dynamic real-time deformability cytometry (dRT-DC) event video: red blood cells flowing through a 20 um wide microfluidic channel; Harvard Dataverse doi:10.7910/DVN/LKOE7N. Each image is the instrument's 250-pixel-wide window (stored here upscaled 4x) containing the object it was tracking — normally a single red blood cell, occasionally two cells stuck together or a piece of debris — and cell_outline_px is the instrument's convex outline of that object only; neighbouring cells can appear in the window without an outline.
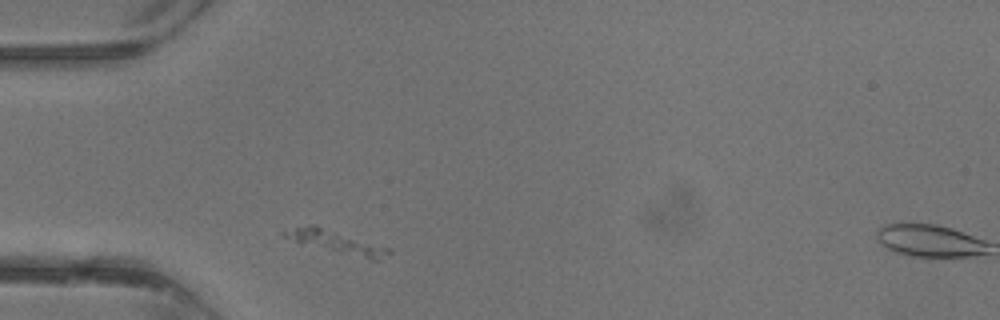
{"species": "common noctule bat (a hibernating species)", "species_latin": "Nyctalus noctula", "temperature_condition": "warm", "stored_images_in_passage": 2, "camera_frame_rate_fps": 3000, "um_per_image_px": 0.085, "animal": {"sex": "male", "body_mass_g": 13.3}, "frame": {"image": 1, "passage_image": 1, "time_ms": 0.0, "image_size_px": [1000, 320], "cell_outline_px": [[392, 252], [380, 260], [368, 260], [296, 240], [284, 236], [280, 232], [308, 224], [312, 224], [388, 248]], "centroid_in_image_um": [28.66, 20.57], "position_along_channel_um": 56.3, "area_um2": 12.77}}